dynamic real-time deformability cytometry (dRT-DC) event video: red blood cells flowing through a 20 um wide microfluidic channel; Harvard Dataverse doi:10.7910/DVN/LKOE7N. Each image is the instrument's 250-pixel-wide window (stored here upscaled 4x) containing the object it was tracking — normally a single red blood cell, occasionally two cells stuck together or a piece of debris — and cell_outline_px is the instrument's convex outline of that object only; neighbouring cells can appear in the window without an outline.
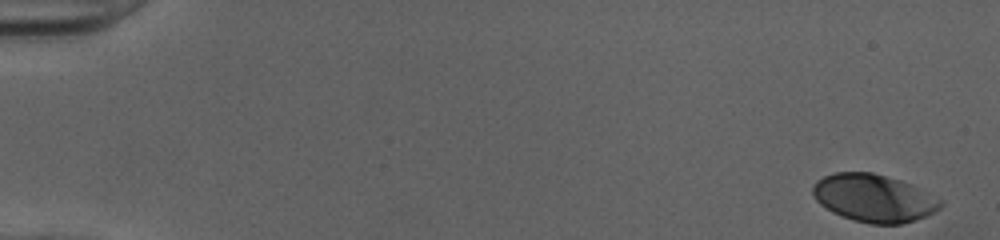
{"species": "human", "species_latin": "Homo sapiens", "temperature_condition": "cold", "stored_images_in_passage": 51, "camera_frame_rate_fps": 3000, "um_per_image_px": 0.085, "donor": {"sex": "female"}, "frame": {"image": 1, "passage_image": 1, "time_ms": 0.0, "image_size_px": [1000, 240], "cell_outline_px": [[944, 204], [940, 208], [916, 220], [900, 224], [872, 224], [852, 220], [840, 216], [832, 212], [820, 204], [816, 200], [812, 192], [812, 188], [816, 180], [824, 176], [836, 172], [872, 172], [900, 180], [912, 184], [944, 200]], "centroid_in_image_um": [74.28, 16.84], "position_along_channel_um": 10.7, "area_um2": 35.72}}
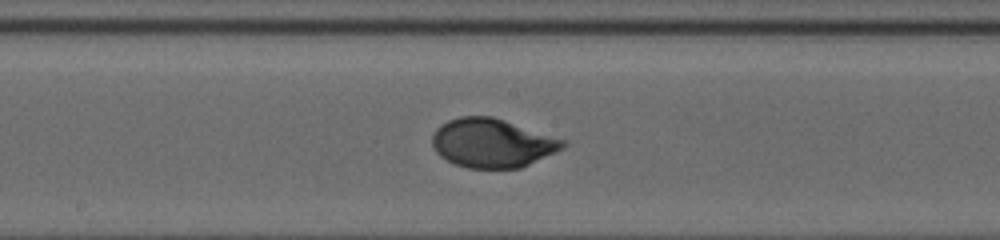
{"frame": {"image": 2, "passage_image": 28, "time_ms": 9.0, "image_size_px": [1000, 240], "cell_outline_px": [[568, 144], [564, 148], [556, 152], [520, 168], [468, 168], [456, 164], [440, 156], [436, 152], [432, 144], [432, 136], [436, 128], [440, 124], [448, 120], [460, 116], [492, 116], [568, 140]], "centroid_in_image_um": [41.86, 12.15], "position_along_channel_um": 206.3, "area_um2": 37.4}}
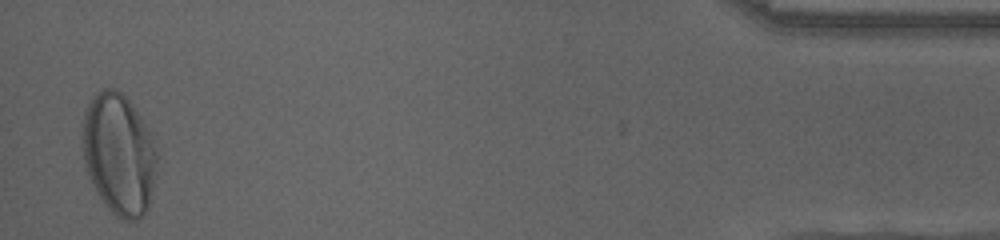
{"frame": {"image": 3, "passage_image": 50, "time_ms": 16.333, "image_size_px": [1000, 240], "cell_outline_px": [[156, 172], [148, 212], [140, 220], [120, 220], [104, 204], [96, 192], [92, 184], [84, 164], [84, 108], [92, 96], [100, 88], [116, 88], [132, 104], [140, 116], [152, 136], [156, 148]], "centroid_in_image_um": [10.12, 13.12], "position_along_channel_um": 425.1, "area_um2": 52.94}, "authors_computed_cell_mechanics": {"area_um2": 36.6452, "velocity_mm_per_s": 4.008, "shape_relaxation_time_tau1_ms": 3.6706, "shape_relaxation_time_tau2_ms": null, "deformation_change_tau1": 0.183, "deformation_change_tau2": null}}